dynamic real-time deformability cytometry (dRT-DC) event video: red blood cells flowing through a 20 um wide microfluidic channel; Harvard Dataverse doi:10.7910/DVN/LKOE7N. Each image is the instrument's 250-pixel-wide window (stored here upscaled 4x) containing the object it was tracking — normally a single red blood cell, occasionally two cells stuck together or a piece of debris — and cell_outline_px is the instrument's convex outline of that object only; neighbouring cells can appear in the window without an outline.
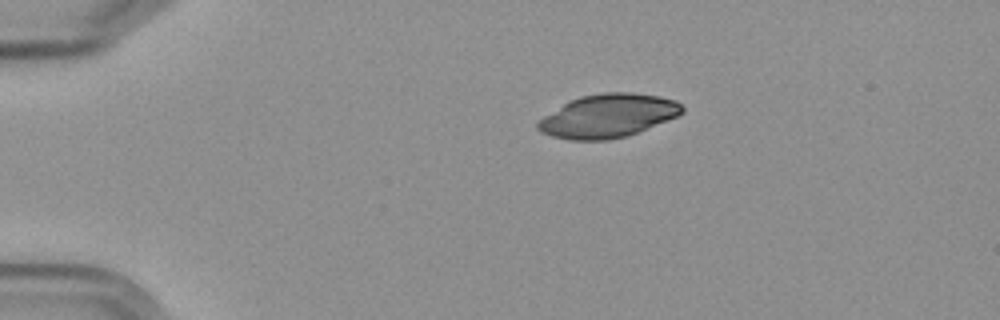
{"species": "Egyptian fruit bat (a non-hibernating species)", "species_latin": "Rousettus aegyptiacus", "temperature_condition": "cold", "stored_images_in_passage": 4, "camera_frame_rate_fps": 3000, "um_per_image_px": 0.085, "frame": {"image": 1, "passage_image": 1, "time_ms": 0.0, "image_size_px": [1000, 320], "cell_outline_px": [[684, 112], [676, 116], [628, 136], [608, 140], [568, 140], [552, 136], [540, 132], [536, 128], [536, 120], [568, 100], [580, 96], [604, 92], [632, 92], [660, 96], [676, 100], [684, 108]], "centroid_in_image_um": [51.62, 9.84], "position_along_channel_um": 33.4, "area_um2": 36.82}}